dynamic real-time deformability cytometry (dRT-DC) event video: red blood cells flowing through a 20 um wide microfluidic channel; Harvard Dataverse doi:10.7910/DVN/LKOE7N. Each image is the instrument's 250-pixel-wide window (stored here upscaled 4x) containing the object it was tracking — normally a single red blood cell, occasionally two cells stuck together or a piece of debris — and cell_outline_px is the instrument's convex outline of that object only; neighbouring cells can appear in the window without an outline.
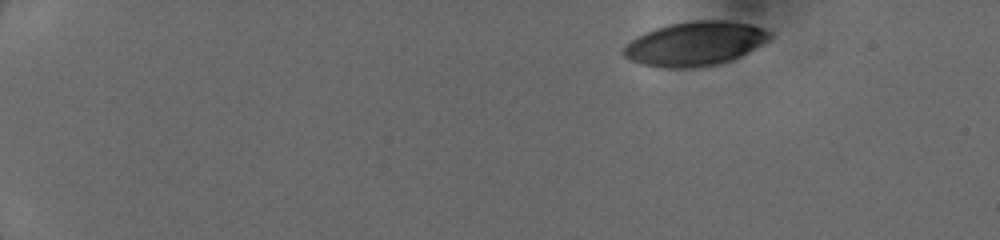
{"species": "human", "species_latin": "Homo sapiens", "temperature_condition": "cold", "stored_images_in_passage": 5, "camera_frame_rate_fps": 3000, "um_per_image_px": 0.085, "donor": {"sex": "female"}, "frame": {"image": 1, "passage_image": 1, "time_ms": 0.0, "image_size_px": [1000, 240], "cell_outline_px": [[772, 40], [732, 60], [716, 64], [692, 68], [668, 68], [644, 64], [632, 60], [624, 56], [620, 52], [636, 36], [644, 32], [668, 24], [692, 20], [724, 20], [752, 24], [764, 28], [772, 32]], "centroid_in_image_um": [59.14, 3.69], "position_along_channel_um": 25.9, "area_um2": 37.8}}
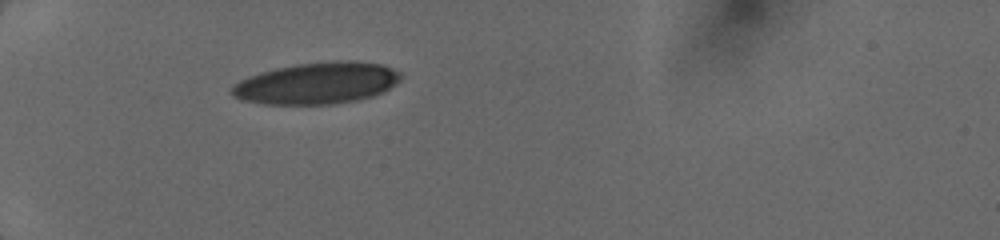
{"frame": {"image": 2, "passage_image": 4, "time_ms": 3.333, "image_size_px": [1000, 240], "cell_outline_px": [[404, 76], [396, 84], [384, 92], [360, 100], [336, 104], [264, 104], [240, 100], [232, 96], [232, 88], [240, 80], [260, 72], [276, 68], [296, 64], [336, 60], [352, 60], [380, 64], [392, 68], [400, 72]], "centroid_in_image_um": [26.98, 7.07], "position_along_channel_um": 58.0, "area_um2": 41.27}}